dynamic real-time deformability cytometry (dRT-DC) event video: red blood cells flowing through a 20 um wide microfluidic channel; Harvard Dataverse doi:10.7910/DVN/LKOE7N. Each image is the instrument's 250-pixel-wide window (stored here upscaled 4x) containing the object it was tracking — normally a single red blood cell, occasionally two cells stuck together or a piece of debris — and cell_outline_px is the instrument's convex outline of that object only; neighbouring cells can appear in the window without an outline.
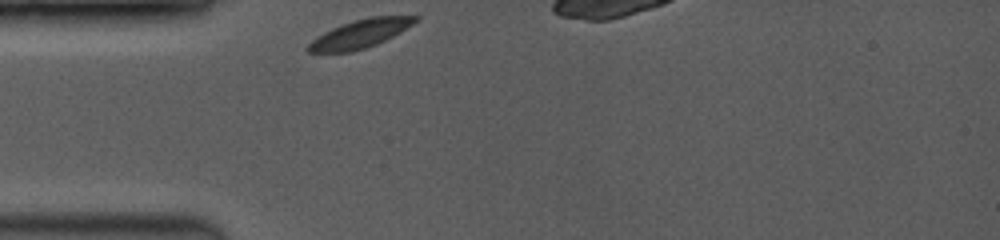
{"species": "common noctule bat (a hibernating species)", "species_latin": "Nyctalus noctula", "temperature_condition": "room temperature", "stored_images_in_passage": 9, "camera_frame_rate_fps": 3500, "um_per_image_px": 0.085, "animal": {"sex": "female", "body_mass_g": 19.0, "forearm_length_mm": 53.3}, "frame": {"image": 1, "passage_image": 1, "time_ms": 0.0, "image_size_px": [1000, 240], "cell_outline_px": [[420, 20], [400, 32], [376, 44], [352, 52], [308, 52], [304, 48], [316, 36], [332, 28], [352, 20], [372, 16], [420, 16]], "centroid_in_image_um": [30.6, 2.86], "position_along_channel_um": 54.4, "area_um2": 17.69}}
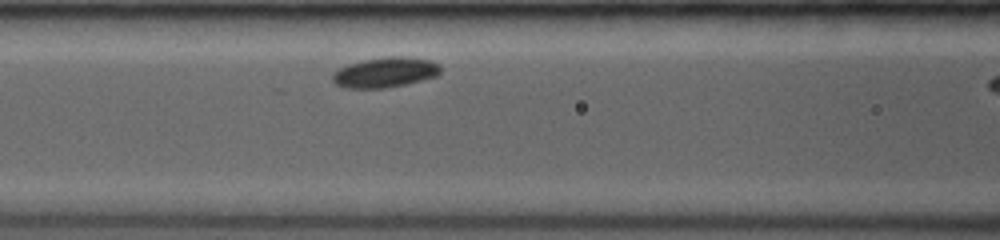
{"frame": {"image": 2, "passage_image": 6, "time_ms": 2.286, "image_size_px": [1000, 240], "cell_outline_px": [[440, 72], [436, 76], [388, 88], [348, 88], [336, 84], [332, 80], [332, 72], [348, 64], [364, 60], [388, 56], [400, 56], [428, 60], [440, 64]], "centroid_in_image_um": [32.71, 6.15], "position_along_channel_um": 133.9, "area_um2": 18.79}}
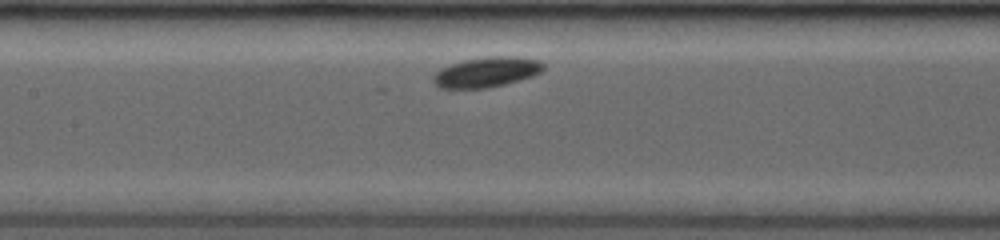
{"frame": {"image": 3, "passage_image": 8, "time_ms": 3.143, "image_size_px": [1000, 240], "cell_outline_px": [[544, 68], [540, 72], [532, 76], [520, 80], [504, 84], [484, 88], [440, 88], [432, 80], [432, 76], [440, 68], [464, 60], [488, 56], [516, 56], [540, 60], [544, 64]], "centroid_in_image_um": [41.37, 6.12], "position_along_channel_um": 166.0, "area_um2": 19.31}}